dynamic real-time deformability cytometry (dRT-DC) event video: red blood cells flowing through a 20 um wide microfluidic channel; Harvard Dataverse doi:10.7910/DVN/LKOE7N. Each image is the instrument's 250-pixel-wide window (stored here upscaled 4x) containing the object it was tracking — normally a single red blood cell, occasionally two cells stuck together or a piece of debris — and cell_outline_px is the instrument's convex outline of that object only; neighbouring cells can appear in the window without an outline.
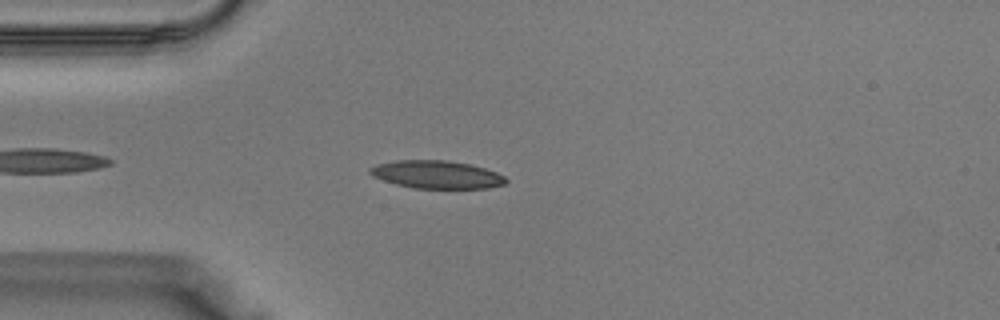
{"species": "Egyptian fruit bat (a non-hibernating species)", "species_latin": "Rousettus aegyptiacus", "temperature_condition": "warm", "stored_images_in_passage": 31, "camera_frame_rate_fps": 3000, "um_per_image_px": 0.085, "animal": {"sex": "male"}, "frame": {"image": 1, "passage_image": 4, "time_ms": 1.0, "image_size_px": [1000, 320], "cell_outline_px": [[508, 180], [504, 184], [488, 188], [412, 188], [396, 184], [372, 176], [368, 172], [368, 168], [376, 164], [396, 160], [448, 160], [468, 164], [484, 168], [496, 172], [504, 176]], "centroid_in_image_um": [37.08, 14.83], "position_along_channel_um": 47.9, "area_um2": 22.08}}
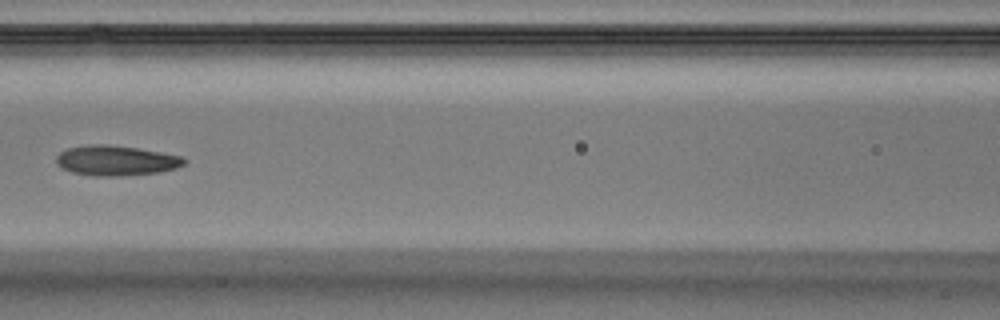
{"frame": {"image": 2, "passage_image": 11, "time_ms": 3.333, "image_size_px": [1000, 320], "cell_outline_px": [[188, 160], [184, 164], [176, 168], [156, 172], [116, 176], [96, 176], [72, 172], [56, 164], [56, 156], [60, 152], [68, 148], [88, 144], [108, 144], [136, 148], [160, 152], [180, 156]], "centroid_in_image_um": [9.83, 13.63], "position_along_channel_um": 156.8, "area_um2": 22.2}}
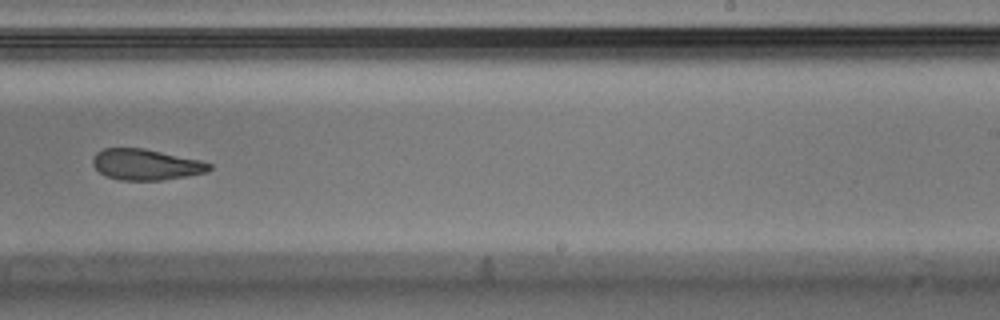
{"frame": {"image": 3, "passage_image": 18, "time_ms": 5.667, "image_size_px": [1000, 320], "cell_outline_px": [[212, 168], [204, 172], [184, 176], [160, 180], [120, 180], [108, 176], [100, 172], [92, 164], [92, 156], [96, 152], [104, 148], [144, 148], [200, 160], [212, 164]], "centroid_in_image_um": [12.36, 13.97], "position_along_channel_um": 276.6, "area_um2": 20.81}}